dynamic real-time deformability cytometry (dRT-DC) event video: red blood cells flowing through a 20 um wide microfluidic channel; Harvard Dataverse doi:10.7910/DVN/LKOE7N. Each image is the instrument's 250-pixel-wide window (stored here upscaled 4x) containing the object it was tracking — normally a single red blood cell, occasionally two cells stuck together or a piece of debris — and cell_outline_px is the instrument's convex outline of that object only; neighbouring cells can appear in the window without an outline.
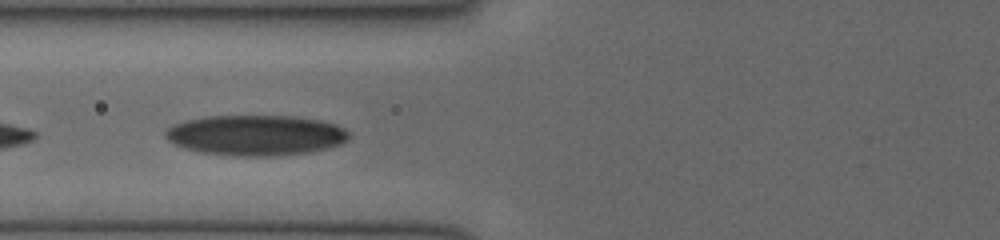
{"species": "human", "species_latin": "Homo sapiens", "temperature_condition": "cold", "stored_images_in_passage": 29, "camera_frame_rate_fps": 3000, "um_per_image_px": 0.085, "donor": {"sex": "female"}, "frame": {"image": 1, "passage_image": 6, "time_ms": 1.667, "image_size_px": [1000, 240], "cell_outline_px": [[352, 136], [348, 140], [340, 144], [328, 148], [312, 152], [272, 156], [236, 156], [200, 152], [184, 148], [168, 140], [164, 136], [164, 132], [172, 124], [204, 116], [292, 116], [320, 120], [336, 124], [344, 128]], "centroid_in_image_um": [21.76, 11.49], "position_along_channel_um": 104.0, "area_um2": 43.52}}
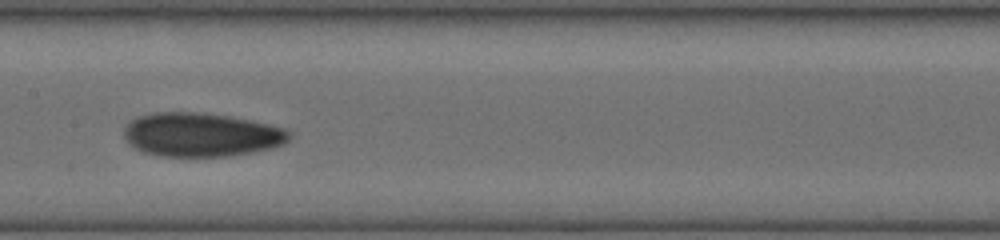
{"frame": {"image": 2, "passage_image": 12, "time_ms": 3.667, "image_size_px": [1000, 240], "cell_outline_px": [[292, 136], [284, 144], [272, 148], [252, 152], [228, 156], [160, 156], [144, 152], [136, 148], [124, 136], [124, 128], [132, 120], [140, 116], [156, 112], [192, 112], [228, 116], [268, 124], [284, 128], [292, 132]], "centroid_in_image_um": [17.14, 11.45], "position_along_channel_um": 190.3, "area_um2": 41.85}}
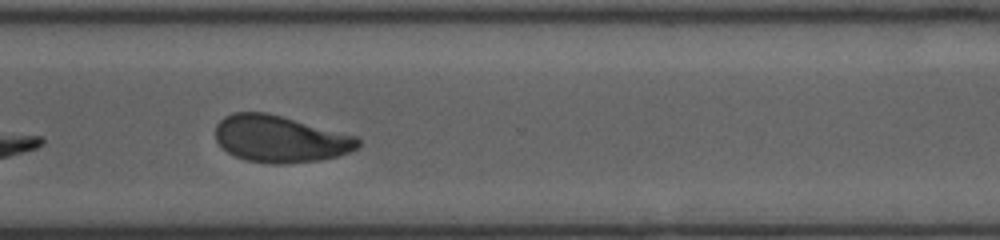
{"frame": {"image": 3, "passage_image": 23, "time_ms": 7.333, "image_size_px": [1000, 240], "cell_outline_px": [[360, 144], [356, 148], [348, 152], [336, 156], [320, 160], [284, 164], [272, 164], [244, 160], [228, 152], [216, 140], [216, 124], [224, 116], [232, 112], [264, 112], [280, 116], [356, 136], [360, 140]], "centroid_in_image_um": [23.78, 11.81], "position_along_channel_um": 346.8, "area_um2": 38.55}}